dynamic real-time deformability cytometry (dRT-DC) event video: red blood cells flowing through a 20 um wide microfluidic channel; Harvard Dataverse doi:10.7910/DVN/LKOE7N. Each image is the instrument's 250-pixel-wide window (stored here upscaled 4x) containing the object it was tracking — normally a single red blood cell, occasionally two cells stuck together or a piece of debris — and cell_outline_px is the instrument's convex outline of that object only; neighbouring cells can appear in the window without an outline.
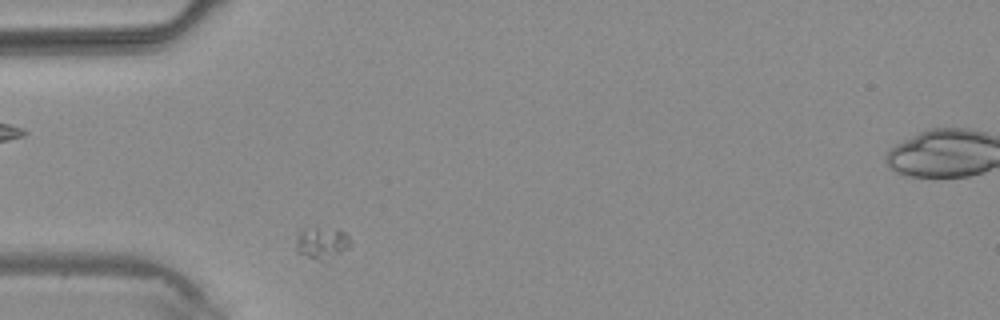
{"species": "common noctule bat (a hibernating species)", "species_latin": "Nyctalus noctula", "temperature_condition": "warm", "stored_images_in_passage": 4, "camera_frame_rate_fps": 3000, "um_per_image_px": 0.085, "animal": {"sex": "male", "body_mass_g": 20.4}, "frame": {"image": 1, "passage_image": 3, "time_ms": 3.0, "image_size_px": [1000, 320], "cell_outline_px": [[352, 244], [348, 248], [340, 252], [320, 260], [296, 252], [296, 236], [300, 228], [336, 228], [344, 232], [352, 240]], "centroid_in_image_um": [27.33, 20.58], "position_along_channel_um": 57.7, "area_um2": 10.0}}